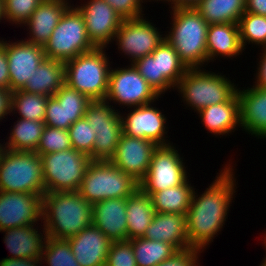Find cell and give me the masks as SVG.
<instances>
[{"mask_svg": "<svg viewBox=\"0 0 266 266\" xmlns=\"http://www.w3.org/2000/svg\"><path fill=\"white\" fill-rule=\"evenodd\" d=\"M233 171L229 162L202 194L194 189L186 214L190 248L203 252L224 227L237 189Z\"/></svg>", "mask_w": 266, "mask_h": 266, "instance_id": "cell-1", "label": "cell"}, {"mask_svg": "<svg viewBox=\"0 0 266 266\" xmlns=\"http://www.w3.org/2000/svg\"><path fill=\"white\" fill-rule=\"evenodd\" d=\"M42 220L48 237L67 240L92 225V204L77 191L46 192Z\"/></svg>", "mask_w": 266, "mask_h": 266, "instance_id": "cell-2", "label": "cell"}, {"mask_svg": "<svg viewBox=\"0 0 266 266\" xmlns=\"http://www.w3.org/2000/svg\"><path fill=\"white\" fill-rule=\"evenodd\" d=\"M170 13L172 26L165 35L166 40L187 68H202L203 65L206 67V36L209 24L194 7L174 8Z\"/></svg>", "mask_w": 266, "mask_h": 266, "instance_id": "cell-3", "label": "cell"}, {"mask_svg": "<svg viewBox=\"0 0 266 266\" xmlns=\"http://www.w3.org/2000/svg\"><path fill=\"white\" fill-rule=\"evenodd\" d=\"M105 48H94L65 62V83L91 101L105 100L110 67Z\"/></svg>", "mask_w": 266, "mask_h": 266, "instance_id": "cell-4", "label": "cell"}, {"mask_svg": "<svg viewBox=\"0 0 266 266\" xmlns=\"http://www.w3.org/2000/svg\"><path fill=\"white\" fill-rule=\"evenodd\" d=\"M176 89L187 107L190 106L197 113L204 107L228 101L238 88L219 72L188 68Z\"/></svg>", "mask_w": 266, "mask_h": 266, "instance_id": "cell-5", "label": "cell"}, {"mask_svg": "<svg viewBox=\"0 0 266 266\" xmlns=\"http://www.w3.org/2000/svg\"><path fill=\"white\" fill-rule=\"evenodd\" d=\"M0 191L44 195L41 156L34 151L3 148L0 159Z\"/></svg>", "mask_w": 266, "mask_h": 266, "instance_id": "cell-6", "label": "cell"}, {"mask_svg": "<svg viewBox=\"0 0 266 266\" xmlns=\"http://www.w3.org/2000/svg\"><path fill=\"white\" fill-rule=\"evenodd\" d=\"M139 188V183L110 161H92L78 193L90 204L105 199L127 198Z\"/></svg>", "mask_w": 266, "mask_h": 266, "instance_id": "cell-7", "label": "cell"}, {"mask_svg": "<svg viewBox=\"0 0 266 266\" xmlns=\"http://www.w3.org/2000/svg\"><path fill=\"white\" fill-rule=\"evenodd\" d=\"M43 47L46 58L62 62L95 48L88 38L84 17L74 4L63 13Z\"/></svg>", "mask_w": 266, "mask_h": 266, "instance_id": "cell-8", "label": "cell"}, {"mask_svg": "<svg viewBox=\"0 0 266 266\" xmlns=\"http://www.w3.org/2000/svg\"><path fill=\"white\" fill-rule=\"evenodd\" d=\"M46 192L78 191L92 159L75 149L41 155Z\"/></svg>", "mask_w": 266, "mask_h": 266, "instance_id": "cell-9", "label": "cell"}, {"mask_svg": "<svg viewBox=\"0 0 266 266\" xmlns=\"http://www.w3.org/2000/svg\"><path fill=\"white\" fill-rule=\"evenodd\" d=\"M133 65L160 96L171 88L174 90L188 69L166 38L151 54L137 59Z\"/></svg>", "mask_w": 266, "mask_h": 266, "instance_id": "cell-10", "label": "cell"}, {"mask_svg": "<svg viewBox=\"0 0 266 266\" xmlns=\"http://www.w3.org/2000/svg\"><path fill=\"white\" fill-rule=\"evenodd\" d=\"M161 97L130 63L129 67L110 69L105 100L119 107H138L154 103Z\"/></svg>", "mask_w": 266, "mask_h": 266, "instance_id": "cell-11", "label": "cell"}, {"mask_svg": "<svg viewBox=\"0 0 266 266\" xmlns=\"http://www.w3.org/2000/svg\"><path fill=\"white\" fill-rule=\"evenodd\" d=\"M173 144L158 146L151 158L149 171L139 183L144 193H155L183 184L188 179L187 166Z\"/></svg>", "mask_w": 266, "mask_h": 266, "instance_id": "cell-12", "label": "cell"}, {"mask_svg": "<svg viewBox=\"0 0 266 266\" xmlns=\"http://www.w3.org/2000/svg\"><path fill=\"white\" fill-rule=\"evenodd\" d=\"M160 34L155 24L142 16L123 20L113 41H116L119 53L122 51L133 64L151 54L163 42L165 34Z\"/></svg>", "mask_w": 266, "mask_h": 266, "instance_id": "cell-13", "label": "cell"}, {"mask_svg": "<svg viewBox=\"0 0 266 266\" xmlns=\"http://www.w3.org/2000/svg\"><path fill=\"white\" fill-rule=\"evenodd\" d=\"M76 6L84 17L92 45L106 48L111 44L124 19L105 0H88Z\"/></svg>", "mask_w": 266, "mask_h": 266, "instance_id": "cell-14", "label": "cell"}, {"mask_svg": "<svg viewBox=\"0 0 266 266\" xmlns=\"http://www.w3.org/2000/svg\"><path fill=\"white\" fill-rule=\"evenodd\" d=\"M42 196L0 191V231L42 223Z\"/></svg>", "mask_w": 266, "mask_h": 266, "instance_id": "cell-15", "label": "cell"}, {"mask_svg": "<svg viewBox=\"0 0 266 266\" xmlns=\"http://www.w3.org/2000/svg\"><path fill=\"white\" fill-rule=\"evenodd\" d=\"M0 44L5 48L8 58L10 90H22L28 78H31L35 69L46 58L44 47L23 39L16 42L0 39Z\"/></svg>", "mask_w": 266, "mask_h": 266, "instance_id": "cell-16", "label": "cell"}, {"mask_svg": "<svg viewBox=\"0 0 266 266\" xmlns=\"http://www.w3.org/2000/svg\"><path fill=\"white\" fill-rule=\"evenodd\" d=\"M152 104L133 107L128 114H120L123 133L131 137L148 139L158 146L173 144L165 137L168 132L165 126L166 116Z\"/></svg>", "mask_w": 266, "mask_h": 266, "instance_id": "cell-17", "label": "cell"}, {"mask_svg": "<svg viewBox=\"0 0 266 266\" xmlns=\"http://www.w3.org/2000/svg\"><path fill=\"white\" fill-rule=\"evenodd\" d=\"M157 147L148 139L123 133L110 162L140 183L149 171L152 154Z\"/></svg>", "mask_w": 266, "mask_h": 266, "instance_id": "cell-18", "label": "cell"}, {"mask_svg": "<svg viewBox=\"0 0 266 266\" xmlns=\"http://www.w3.org/2000/svg\"><path fill=\"white\" fill-rule=\"evenodd\" d=\"M81 266H105L112 241L93 224L67 239Z\"/></svg>", "mask_w": 266, "mask_h": 266, "instance_id": "cell-19", "label": "cell"}, {"mask_svg": "<svg viewBox=\"0 0 266 266\" xmlns=\"http://www.w3.org/2000/svg\"><path fill=\"white\" fill-rule=\"evenodd\" d=\"M240 102V128L257 139H266V89H237Z\"/></svg>", "mask_w": 266, "mask_h": 266, "instance_id": "cell-20", "label": "cell"}, {"mask_svg": "<svg viewBox=\"0 0 266 266\" xmlns=\"http://www.w3.org/2000/svg\"><path fill=\"white\" fill-rule=\"evenodd\" d=\"M92 224L112 242L126 241V198L105 199L92 205Z\"/></svg>", "mask_w": 266, "mask_h": 266, "instance_id": "cell-21", "label": "cell"}, {"mask_svg": "<svg viewBox=\"0 0 266 266\" xmlns=\"http://www.w3.org/2000/svg\"><path fill=\"white\" fill-rule=\"evenodd\" d=\"M68 1L44 0L24 24L29 30V37L24 40L44 46L59 23L63 13L71 5Z\"/></svg>", "mask_w": 266, "mask_h": 266, "instance_id": "cell-22", "label": "cell"}, {"mask_svg": "<svg viewBox=\"0 0 266 266\" xmlns=\"http://www.w3.org/2000/svg\"><path fill=\"white\" fill-rule=\"evenodd\" d=\"M143 237L171 244L177 251L189 249L186 214L155 212Z\"/></svg>", "mask_w": 266, "mask_h": 266, "instance_id": "cell-23", "label": "cell"}, {"mask_svg": "<svg viewBox=\"0 0 266 266\" xmlns=\"http://www.w3.org/2000/svg\"><path fill=\"white\" fill-rule=\"evenodd\" d=\"M35 225L7 228L0 231L5 233L3 241L11 254V257L8 258L41 259L47 235L44 227L42 228L43 236L41 231H38V225Z\"/></svg>", "mask_w": 266, "mask_h": 266, "instance_id": "cell-24", "label": "cell"}, {"mask_svg": "<svg viewBox=\"0 0 266 266\" xmlns=\"http://www.w3.org/2000/svg\"><path fill=\"white\" fill-rule=\"evenodd\" d=\"M202 125L215 136H227L240 124V102L237 92L226 102L210 105L197 112Z\"/></svg>", "mask_w": 266, "mask_h": 266, "instance_id": "cell-25", "label": "cell"}, {"mask_svg": "<svg viewBox=\"0 0 266 266\" xmlns=\"http://www.w3.org/2000/svg\"><path fill=\"white\" fill-rule=\"evenodd\" d=\"M206 45L208 64L214 62L216 56L233 59L245 51L240 41L239 25L235 23L210 24Z\"/></svg>", "mask_w": 266, "mask_h": 266, "instance_id": "cell-26", "label": "cell"}, {"mask_svg": "<svg viewBox=\"0 0 266 266\" xmlns=\"http://www.w3.org/2000/svg\"><path fill=\"white\" fill-rule=\"evenodd\" d=\"M65 84V62L45 58L28 78L24 92L53 96Z\"/></svg>", "mask_w": 266, "mask_h": 266, "instance_id": "cell-27", "label": "cell"}, {"mask_svg": "<svg viewBox=\"0 0 266 266\" xmlns=\"http://www.w3.org/2000/svg\"><path fill=\"white\" fill-rule=\"evenodd\" d=\"M155 211L150 196L138 188L126 198L128 240L143 237L152 222Z\"/></svg>", "mask_w": 266, "mask_h": 266, "instance_id": "cell-28", "label": "cell"}, {"mask_svg": "<svg viewBox=\"0 0 266 266\" xmlns=\"http://www.w3.org/2000/svg\"><path fill=\"white\" fill-rule=\"evenodd\" d=\"M194 189L187 179L181 185L146 194L150 196L155 212L187 214Z\"/></svg>", "mask_w": 266, "mask_h": 266, "instance_id": "cell-29", "label": "cell"}, {"mask_svg": "<svg viewBox=\"0 0 266 266\" xmlns=\"http://www.w3.org/2000/svg\"><path fill=\"white\" fill-rule=\"evenodd\" d=\"M246 0H201L194 9L210 24L235 23L245 13Z\"/></svg>", "mask_w": 266, "mask_h": 266, "instance_id": "cell-30", "label": "cell"}, {"mask_svg": "<svg viewBox=\"0 0 266 266\" xmlns=\"http://www.w3.org/2000/svg\"><path fill=\"white\" fill-rule=\"evenodd\" d=\"M17 122V123H16ZM10 130L8 141L2 145L5 149L14 151H36L43 133V121L26 120L18 118Z\"/></svg>", "mask_w": 266, "mask_h": 266, "instance_id": "cell-31", "label": "cell"}, {"mask_svg": "<svg viewBox=\"0 0 266 266\" xmlns=\"http://www.w3.org/2000/svg\"><path fill=\"white\" fill-rule=\"evenodd\" d=\"M132 244L137 266H157L171 258L177 250L163 241H154L144 237L129 240Z\"/></svg>", "mask_w": 266, "mask_h": 266, "instance_id": "cell-32", "label": "cell"}, {"mask_svg": "<svg viewBox=\"0 0 266 266\" xmlns=\"http://www.w3.org/2000/svg\"><path fill=\"white\" fill-rule=\"evenodd\" d=\"M47 101L44 95L16 90L12 92L11 113H18L19 118L26 120L44 122Z\"/></svg>", "mask_w": 266, "mask_h": 266, "instance_id": "cell-33", "label": "cell"}, {"mask_svg": "<svg viewBox=\"0 0 266 266\" xmlns=\"http://www.w3.org/2000/svg\"><path fill=\"white\" fill-rule=\"evenodd\" d=\"M106 100L91 101L85 111V118L95 131L103 129H114L120 122L122 112ZM117 111V112H116Z\"/></svg>", "mask_w": 266, "mask_h": 266, "instance_id": "cell-34", "label": "cell"}, {"mask_svg": "<svg viewBox=\"0 0 266 266\" xmlns=\"http://www.w3.org/2000/svg\"><path fill=\"white\" fill-rule=\"evenodd\" d=\"M243 49L247 44L266 48V17L245 12L238 22Z\"/></svg>", "mask_w": 266, "mask_h": 266, "instance_id": "cell-35", "label": "cell"}, {"mask_svg": "<svg viewBox=\"0 0 266 266\" xmlns=\"http://www.w3.org/2000/svg\"><path fill=\"white\" fill-rule=\"evenodd\" d=\"M53 97L65 108L66 121H70V126L85 116V111L91 102L83 93H80L66 83Z\"/></svg>", "mask_w": 266, "mask_h": 266, "instance_id": "cell-36", "label": "cell"}, {"mask_svg": "<svg viewBox=\"0 0 266 266\" xmlns=\"http://www.w3.org/2000/svg\"><path fill=\"white\" fill-rule=\"evenodd\" d=\"M47 266H81L72 253L70 243L66 239L46 238L41 256ZM45 262H44V261Z\"/></svg>", "mask_w": 266, "mask_h": 266, "instance_id": "cell-37", "label": "cell"}, {"mask_svg": "<svg viewBox=\"0 0 266 266\" xmlns=\"http://www.w3.org/2000/svg\"><path fill=\"white\" fill-rule=\"evenodd\" d=\"M123 134L122 121L114 129L96 131L93 161H110Z\"/></svg>", "mask_w": 266, "mask_h": 266, "instance_id": "cell-38", "label": "cell"}, {"mask_svg": "<svg viewBox=\"0 0 266 266\" xmlns=\"http://www.w3.org/2000/svg\"><path fill=\"white\" fill-rule=\"evenodd\" d=\"M68 132L72 148L88 155L93 161V144L96 133L87 119L82 117L77 120L68 128Z\"/></svg>", "mask_w": 266, "mask_h": 266, "instance_id": "cell-39", "label": "cell"}, {"mask_svg": "<svg viewBox=\"0 0 266 266\" xmlns=\"http://www.w3.org/2000/svg\"><path fill=\"white\" fill-rule=\"evenodd\" d=\"M71 148L72 144L68 130L45 125L35 152L41 156Z\"/></svg>", "mask_w": 266, "mask_h": 266, "instance_id": "cell-40", "label": "cell"}, {"mask_svg": "<svg viewBox=\"0 0 266 266\" xmlns=\"http://www.w3.org/2000/svg\"><path fill=\"white\" fill-rule=\"evenodd\" d=\"M43 1L44 0H5V19L11 24L23 26Z\"/></svg>", "mask_w": 266, "mask_h": 266, "instance_id": "cell-41", "label": "cell"}, {"mask_svg": "<svg viewBox=\"0 0 266 266\" xmlns=\"http://www.w3.org/2000/svg\"><path fill=\"white\" fill-rule=\"evenodd\" d=\"M105 266H137L131 242H112Z\"/></svg>", "mask_w": 266, "mask_h": 266, "instance_id": "cell-42", "label": "cell"}, {"mask_svg": "<svg viewBox=\"0 0 266 266\" xmlns=\"http://www.w3.org/2000/svg\"><path fill=\"white\" fill-rule=\"evenodd\" d=\"M44 123L46 126L66 130L70 127V121H66L65 108L53 96L48 97Z\"/></svg>", "mask_w": 266, "mask_h": 266, "instance_id": "cell-43", "label": "cell"}, {"mask_svg": "<svg viewBox=\"0 0 266 266\" xmlns=\"http://www.w3.org/2000/svg\"><path fill=\"white\" fill-rule=\"evenodd\" d=\"M125 20L135 19L145 14L142 3L146 0H105ZM151 1V0H150ZM143 12V13H142Z\"/></svg>", "mask_w": 266, "mask_h": 266, "instance_id": "cell-44", "label": "cell"}, {"mask_svg": "<svg viewBox=\"0 0 266 266\" xmlns=\"http://www.w3.org/2000/svg\"><path fill=\"white\" fill-rule=\"evenodd\" d=\"M201 253L202 251L194 248L177 251V253H175L171 258L163 261L157 266H200L198 263L200 261L199 255Z\"/></svg>", "mask_w": 266, "mask_h": 266, "instance_id": "cell-45", "label": "cell"}, {"mask_svg": "<svg viewBox=\"0 0 266 266\" xmlns=\"http://www.w3.org/2000/svg\"><path fill=\"white\" fill-rule=\"evenodd\" d=\"M0 88L10 90V75L8 70V58L5 48L0 44Z\"/></svg>", "mask_w": 266, "mask_h": 266, "instance_id": "cell-46", "label": "cell"}, {"mask_svg": "<svg viewBox=\"0 0 266 266\" xmlns=\"http://www.w3.org/2000/svg\"><path fill=\"white\" fill-rule=\"evenodd\" d=\"M261 50L260 61L257 64V73L255 74L256 81H254L255 84L253 86L266 89V48H262Z\"/></svg>", "mask_w": 266, "mask_h": 266, "instance_id": "cell-47", "label": "cell"}, {"mask_svg": "<svg viewBox=\"0 0 266 266\" xmlns=\"http://www.w3.org/2000/svg\"><path fill=\"white\" fill-rule=\"evenodd\" d=\"M12 91L6 88H0V121L5 115L11 114Z\"/></svg>", "mask_w": 266, "mask_h": 266, "instance_id": "cell-48", "label": "cell"}, {"mask_svg": "<svg viewBox=\"0 0 266 266\" xmlns=\"http://www.w3.org/2000/svg\"><path fill=\"white\" fill-rule=\"evenodd\" d=\"M41 262V259H19L6 257L0 261V266H40L42 264Z\"/></svg>", "mask_w": 266, "mask_h": 266, "instance_id": "cell-49", "label": "cell"}, {"mask_svg": "<svg viewBox=\"0 0 266 266\" xmlns=\"http://www.w3.org/2000/svg\"><path fill=\"white\" fill-rule=\"evenodd\" d=\"M245 12L266 17V0H246Z\"/></svg>", "mask_w": 266, "mask_h": 266, "instance_id": "cell-50", "label": "cell"}, {"mask_svg": "<svg viewBox=\"0 0 266 266\" xmlns=\"http://www.w3.org/2000/svg\"><path fill=\"white\" fill-rule=\"evenodd\" d=\"M152 1H167L170 5L169 8H189L194 7L201 0H152ZM171 2V3H170Z\"/></svg>", "mask_w": 266, "mask_h": 266, "instance_id": "cell-51", "label": "cell"}, {"mask_svg": "<svg viewBox=\"0 0 266 266\" xmlns=\"http://www.w3.org/2000/svg\"><path fill=\"white\" fill-rule=\"evenodd\" d=\"M6 20L4 15V2L0 0V22Z\"/></svg>", "mask_w": 266, "mask_h": 266, "instance_id": "cell-52", "label": "cell"}, {"mask_svg": "<svg viewBox=\"0 0 266 266\" xmlns=\"http://www.w3.org/2000/svg\"><path fill=\"white\" fill-rule=\"evenodd\" d=\"M264 239H262V241H264L263 243H264V247H265V250H266V235L264 234ZM263 260L266 262V256H265V258H263Z\"/></svg>", "mask_w": 266, "mask_h": 266, "instance_id": "cell-53", "label": "cell"}, {"mask_svg": "<svg viewBox=\"0 0 266 266\" xmlns=\"http://www.w3.org/2000/svg\"><path fill=\"white\" fill-rule=\"evenodd\" d=\"M3 145L0 143V159H1V157H2V154H3Z\"/></svg>", "mask_w": 266, "mask_h": 266, "instance_id": "cell-54", "label": "cell"}, {"mask_svg": "<svg viewBox=\"0 0 266 266\" xmlns=\"http://www.w3.org/2000/svg\"><path fill=\"white\" fill-rule=\"evenodd\" d=\"M259 266H266V262L264 260H262L261 264Z\"/></svg>", "mask_w": 266, "mask_h": 266, "instance_id": "cell-55", "label": "cell"}]
</instances>
